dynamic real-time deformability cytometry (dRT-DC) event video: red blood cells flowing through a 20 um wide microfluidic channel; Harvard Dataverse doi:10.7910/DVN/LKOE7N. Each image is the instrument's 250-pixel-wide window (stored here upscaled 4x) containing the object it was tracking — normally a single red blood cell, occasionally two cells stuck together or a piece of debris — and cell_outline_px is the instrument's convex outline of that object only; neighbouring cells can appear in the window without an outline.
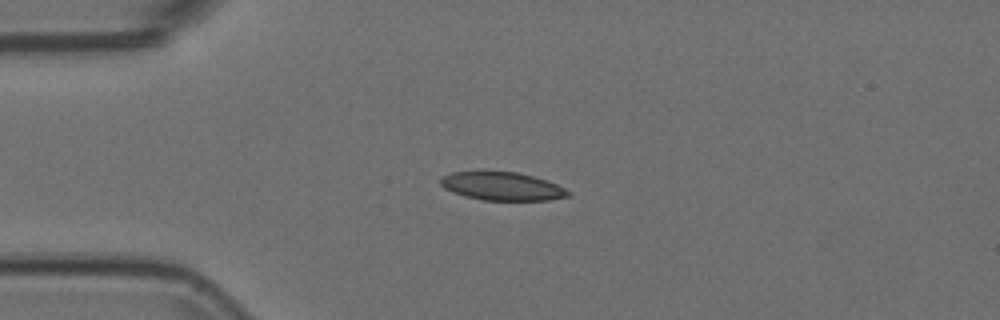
{"species": "Egyptian fruit bat (a non-hibernating species)", "species_latin": "Rousettus aegyptiacus", "temperature_condition": "room temperature", "stored_images_in_passage": 42, "camera_frame_rate_fps": 3000, "um_per_image_px": 0.085, "animal": {"sex": "female"}, "frame": {"image": 1, "passage_image": 1, "time_ms": 0.0, "image_size_px": [1000, 320], "cell_outline_px": [[572, 192], [568, 196], [548, 200], [480, 200], [464, 196], [452, 192], [444, 188], [440, 184], [440, 180], [444, 176], [452, 172], [516, 172], [532, 176], [556, 184]], "centroid_in_image_um": [42.66, 15.84], "position_along_channel_um": 42.3, "area_um2": 20.75}}
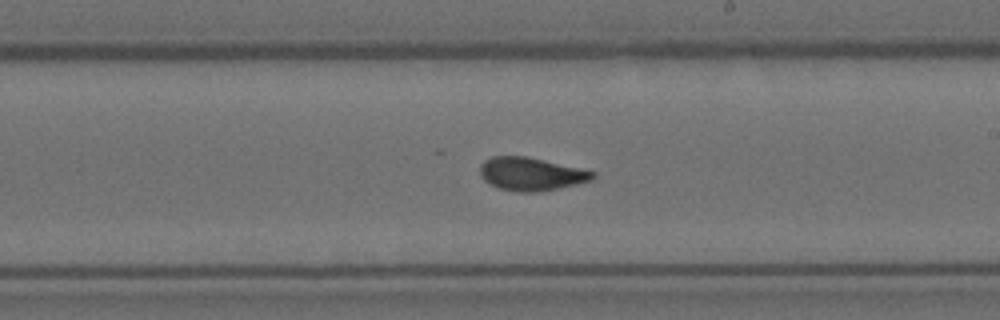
{"frame": {"image": 2, "passage_image": 19, "time_ms": 6.0, "image_size_px": [1000, 320], "cell_outline_px": [[596, 176], [592, 180], [576, 184], [540, 192], [516, 192], [500, 188], [484, 180], [480, 176], [480, 164], [484, 160], [492, 156], [524, 156], [596, 172]], "centroid_in_image_um": [45.12, 14.79], "position_along_channel_um": 243.9, "area_um2": 21.56}}
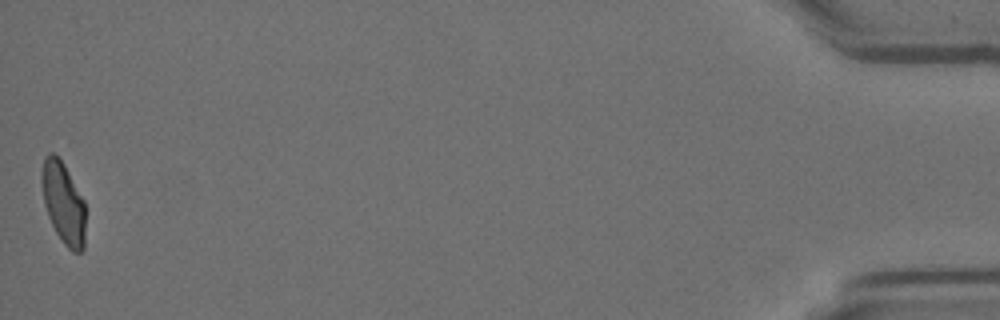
{"frame": {"image": 3, "passage_image": 42, "time_ms": 13.667, "image_size_px": [1000, 320], "cell_outline_px": [[84, 248], [80, 252], [72, 252], [64, 244], [56, 232], [48, 216], [44, 204], [40, 180], [40, 176], [44, 156], [48, 152], [52, 152], [64, 164], [84, 200]], "centroid_in_image_um": [5.35, 17.22], "position_along_channel_um": 429.8, "area_um2": 20.81}}